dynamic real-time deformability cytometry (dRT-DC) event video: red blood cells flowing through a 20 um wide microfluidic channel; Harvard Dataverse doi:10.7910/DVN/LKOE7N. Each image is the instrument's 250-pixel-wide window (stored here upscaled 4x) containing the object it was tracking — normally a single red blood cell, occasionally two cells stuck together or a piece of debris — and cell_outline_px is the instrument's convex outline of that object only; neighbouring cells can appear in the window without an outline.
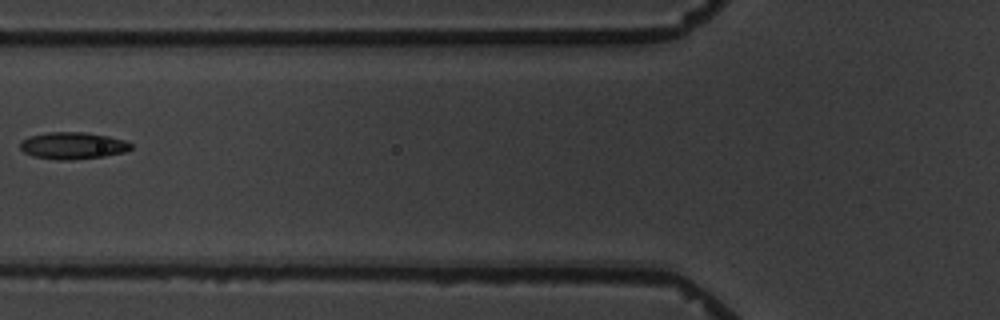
{"species": "common noctule bat (a hibernating species)", "species_latin": "Nyctalus noctula", "temperature_condition": "warm", "stored_images_in_passage": 6, "camera_frame_rate_fps": 3000, "um_per_image_px": 0.085, "animal": {"sex": "male", "body_mass_g": 19.5, "forearm_length_mm": 54.6}, "frame": {"image": 1, "passage_image": 6, "time_ms": 6.333, "image_size_px": [1000, 320], "cell_outline_px": [[132, 148], [124, 152], [104, 156], [68, 160], [60, 160], [32, 156], [24, 152], [20, 148], [20, 140], [28, 136], [48, 132], [84, 132], [108, 136], [124, 140], [132, 144]], "centroid_in_image_um": [6.15, 12.37], "position_along_channel_um": 119.6, "area_um2": 17.4}}